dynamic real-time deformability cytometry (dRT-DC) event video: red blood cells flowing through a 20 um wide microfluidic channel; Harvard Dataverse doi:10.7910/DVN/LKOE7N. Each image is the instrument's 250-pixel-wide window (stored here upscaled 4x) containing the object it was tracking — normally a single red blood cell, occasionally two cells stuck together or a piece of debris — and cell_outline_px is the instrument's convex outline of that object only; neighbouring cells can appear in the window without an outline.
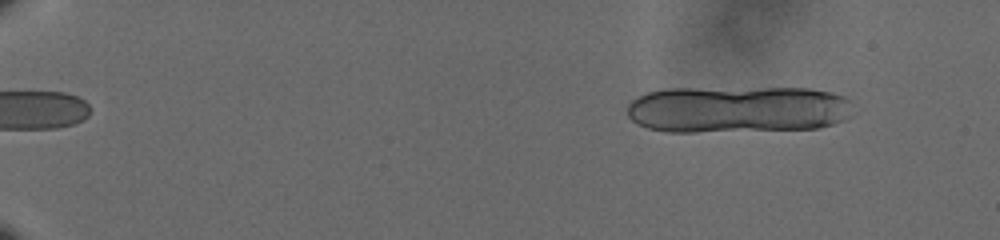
{"species": "human", "species_latin": "Homo sapiens", "temperature_condition": "cold", "stored_images_in_passage": 14, "camera_frame_rate_fps": 3000, "um_per_image_px": 0.085, "donor": {"sex": "male"}, "frame": {"image": 1, "passage_image": 7, "time_ms": 2.0, "image_size_px": [1000, 240], "cell_outline_px": [[852, 116], [844, 120], [820, 128], [696, 132], [664, 132], [648, 128], [632, 120], [628, 116], [628, 104], [636, 96], [648, 92], [664, 88], [812, 88], [832, 92], [844, 96], [852, 100]], "centroid_in_image_um": [62.74, 9.28], "position_along_channel_um": 22.3, "area_um2": 62.83}}